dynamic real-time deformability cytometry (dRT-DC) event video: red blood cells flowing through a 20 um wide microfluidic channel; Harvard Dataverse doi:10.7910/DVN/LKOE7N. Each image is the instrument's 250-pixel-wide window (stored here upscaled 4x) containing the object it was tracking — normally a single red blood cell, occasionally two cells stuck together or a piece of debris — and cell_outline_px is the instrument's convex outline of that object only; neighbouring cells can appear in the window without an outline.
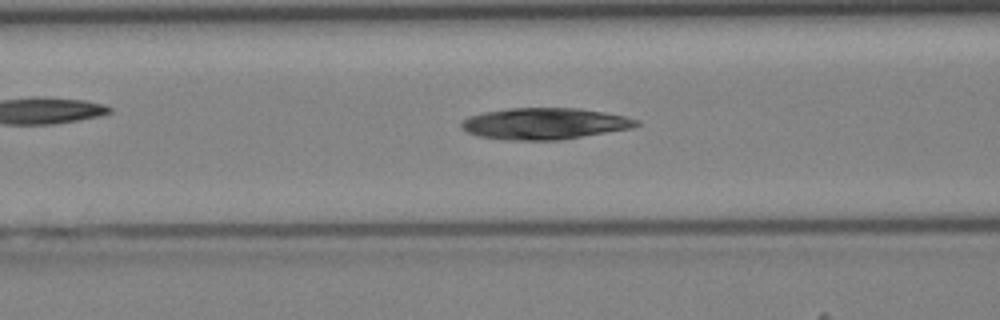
{"species": "Egyptian fruit bat (a non-hibernating species)", "species_latin": "Rousettus aegyptiacus", "temperature_condition": "cold", "stored_images_in_passage": 34, "camera_frame_rate_fps": 3000, "um_per_image_px": 0.085, "animal": {"sex": "female"}, "frame": {"image": 1, "passage_image": 9, "time_ms": 2.667, "image_size_px": [1000, 320], "cell_outline_px": [[640, 124], [632, 128], [560, 140], [508, 140], [476, 136], [460, 128], [460, 120], [468, 116], [484, 112], [508, 108], [576, 108], [604, 112], [624, 116], [640, 120]], "centroid_in_image_um": [46.24, 10.51], "position_along_channel_um": 120.4, "area_um2": 32.25}}
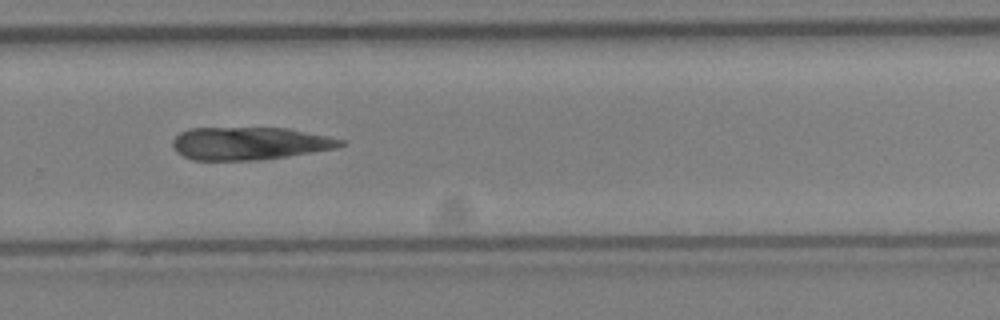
{"frame": {"image": 2, "passage_image": 21, "time_ms": 6.667, "image_size_px": [1000, 320], "cell_outline_px": [[348, 140], [344, 144], [336, 148], [288, 156], [260, 160], [192, 160], [176, 152], [172, 148], [172, 140], [180, 132], [188, 128], [288, 128]], "centroid_in_image_um": [21.2, 12.19], "position_along_channel_um": 308.6, "area_um2": 32.25}}
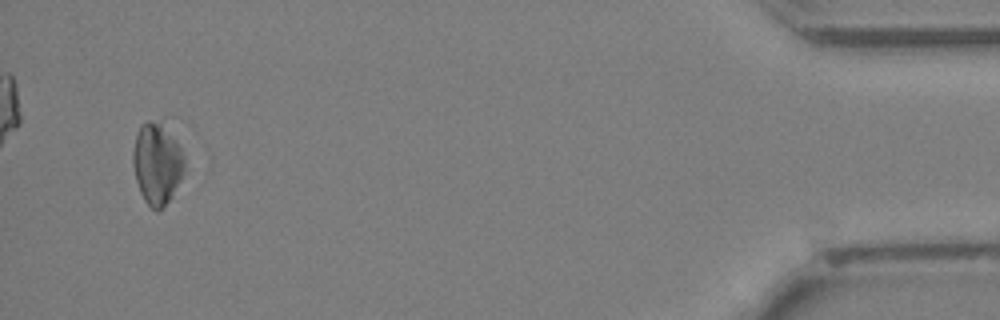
{"frame": {"image": 3, "passage_image": 33, "time_ms": 10.667, "image_size_px": [1000, 320], "cell_outline_px": [[184, 172], [172, 196], [160, 212], [156, 212], [144, 200], [140, 192], [136, 180], [132, 164], [132, 152], [136, 132], [140, 124], [148, 120], [160, 120], [180, 148], [184, 156]], "centroid_in_image_um": [13.32, 13.91], "position_along_channel_um": 421.9, "area_um2": 24.62}}